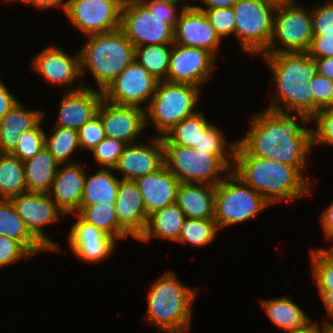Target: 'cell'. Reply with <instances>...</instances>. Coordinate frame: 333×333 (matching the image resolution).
I'll return each instance as SVG.
<instances>
[{"instance_id": "cell-1", "label": "cell", "mask_w": 333, "mask_h": 333, "mask_svg": "<svg viewBox=\"0 0 333 333\" xmlns=\"http://www.w3.org/2000/svg\"><path fill=\"white\" fill-rule=\"evenodd\" d=\"M266 109L251 118L250 129L236 140L234 155H253L293 166L302 176L313 146L310 119L301 112ZM298 116L301 124L296 121ZM294 117V118H293Z\"/></svg>"}, {"instance_id": "cell-2", "label": "cell", "mask_w": 333, "mask_h": 333, "mask_svg": "<svg viewBox=\"0 0 333 333\" xmlns=\"http://www.w3.org/2000/svg\"><path fill=\"white\" fill-rule=\"evenodd\" d=\"M261 56L273 73L276 85L273 93L275 98L267 109L301 112L311 120L314 117V96L310 82L318 73L315 59L307 52H280Z\"/></svg>"}, {"instance_id": "cell-3", "label": "cell", "mask_w": 333, "mask_h": 333, "mask_svg": "<svg viewBox=\"0 0 333 333\" xmlns=\"http://www.w3.org/2000/svg\"><path fill=\"white\" fill-rule=\"evenodd\" d=\"M232 170L270 204L311 195V183L293 166L253 155H234Z\"/></svg>"}, {"instance_id": "cell-4", "label": "cell", "mask_w": 333, "mask_h": 333, "mask_svg": "<svg viewBox=\"0 0 333 333\" xmlns=\"http://www.w3.org/2000/svg\"><path fill=\"white\" fill-rule=\"evenodd\" d=\"M197 290L187 287L172 272H165L150 287L146 321L167 333L188 331Z\"/></svg>"}, {"instance_id": "cell-5", "label": "cell", "mask_w": 333, "mask_h": 333, "mask_svg": "<svg viewBox=\"0 0 333 333\" xmlns=\"http://www.w3.org/2000/svg\"><path fill=\"white\" fill-rule=\"evenodd\" d=\"M87 37L79 50L80 74L90 71L99 90L104 91L134 61L135 47L120 28Z\"/></svg>"}, {"instance_id": "cell-6", "label": "cell", "mask_w": 333, "mask_h": 333, "mask_svg": "<svg viewBox=\"0 0 333 333\" xmlns=\"http://www.w3.org/2000/svg\"><path fill=\"white\" fill-rule=\"evenodd\" d=\"M201 89L186 83L158 81L155 94L145 109L146 129L154 124L159 137H163L194 111Z\"/></svg>"}, {"instance_id": "cell-7", "label": "cell", "mask_w": 333, "mask_h": 333, "mask_svg": "<svg viewBox=\"0 0 333 333\" xmlns=\"http://www.w3.org/2000/svg\"><path fill=\"white\" fill-rule=\"evenodd\" d=\"M215 186L214 221L219 229L246 222L271 206L233 171Z\"/></svg>"}, {"instance_id": "cell-8", "label": "cell", "mask_w": 333, "mask_h": 333, "mask_svg": "<svg viewBox=\"0 0 333 333\" xmlns=\"http://www.w3.org/2000/svg\"><path fill=\"white\" fill-rule=\"evenodd\" d=\"M277 5L276 0H237L233 5L235 37L245 52L256 56L267 50Z\"/></svg>"}, {"instance_id": "cell-9", "label": "cell", "mask_w": 333, "mask_h": 333, "mask_svg": "<svg viewBox=\"0 0 333 333\" xmlns=\"http://www.w3.org/2000/svg\"><path fill=\"white\" fill-rule=\"evenodd\" d=\"M294 1L278 2L271 41L263 54L307 52L309 49L313 38L312 13Z\"/></svg>"}, {"instance_id": "cell-10", "label": "cell", "mask_w": 333, "mask_h": 333, "mask_svg": "<svg viewBox=\"0 0 333 333\" xmlns=\"http://www.w3.org/2000/svg\"><path fill=\"white\" fill-rule=\"evenodd\" d=\"M164 166L181 183L211 184L216 186L223 179L218 176L230 169L217 155L178 144H163ZM227 171V173H226Z\"/></svg>"}, {"instance_id": "cell-11", "label": "cell", "mask_w": 333, "mask_h": 333, "mask_svg": "<svg viewBox=\"0 0 333 333\" xmlns=\"http://www.w3.org/2000/svg\"><path fill=\"white\" fill-rule=\"evenodd\" d=\"M120 30L135 48L174 43V29L169 25V19L152 16L140 0L121 9Z\"/></svg>"}, {"instance_id": "cell-12", "label": "cell", "mask_w": 333, "mask_h": 333, "mask_svg": "<svg viewBox=\"0 0 333 333\" xmlns=\"http://www.w3.org/2000/svg\"><path fill=\"white\" fill-rule=\"evenodd\" d=\"M10 201L30 233L49 252H62L58 244L42 231V227L56 223L64 216L48 193L26 191Z\"/></svg>"}, {"instance_id": "cell-13", "label": "cell", "mask_w": 333, "mask_h": 333, "mask_svg": "<svg viewBox=\"0 0 333 333\" xmlns=\"http://www.w3.org/2000/svg\"><path fill=\"white\" fill-rule=\"evenodd\" d=\"M158 80L134 60L103 91L104 99L119 105L147 108L156 91ZM148 103L143 106V104Z\"/></svg>"}, {"instance_id": "cell-14", "label": "cell", "mask_w": 333, "mask_h": 333, "mask_svg": "<svg viewBox=\"0 0 333 333\" xmlns=\"http://www.w3.org/2000/svg\"><path fill=\"white\" fill-rule=\"evenodd\" d=\"M122 7L113 0H68L65 15L85 35L120 28Z\"/></svg>"}, {"instance_id": "cell-15", "label": "cell", "mask_w": 333, "mask_h": 333, "mask_svg": "<svg viewBox=\"0 0 333 333\" xmlns=\"http://www.w3.org/2000/svg\"><path fill=\"white\" fill-rule=\"evenodd\" d=\"M215 57L207 50L172 44L167 81L201 86L211 79Z\"/></svg>"}, {"instance_id": "cell-16", "label": "cell", "mask_w": 333, "mask_h": 333, "mask_svg": "<svg viewBox=\"0 0 333 333\" xmlns=\"http://www.w3.org/2000/svg\"><path fill=\"white\" fill-rule=\"evenodd\" d=\"M97 114L106 137L126 144L136 143V138L146 129L145 108L119 105L103 98Z\"/></svg>"}, {"instance_id": "cell-17", "label": "cell", "mask_w": 333, "mask_h": 333, "mask_svg": "<svg viewBox=\"0 0 333 333\" xmlns=\"http://www.w3.org/2000/svg\"><path fill=\"white\" fill-rule=\"evenodd\" d=\"M221 38L208 21L204 11L184 7L174 28V43L209 51L216 57Z\"/></svg>"}, {"instance_id": "cell-18", "label": "cell", "mask_w": 333, "mask_h": 333, "mask_svg": "<svg viewBox=\"0 0 333 333\" xmlns=\"http://www.w3.org/2000/svg\"><path fill=\"white\" fill-rule=\"evenodd\" d=\"M75 215L78 220L72 225L67 239L72 253L85 263H98L112 255L117 240L85 222L77 213Z\"/></svg>"}, {"instance_id": "cell-19", "label": "cell", "mask_w": 333, "mask_h": 333, "mask_svg": "<svg viewBox=\"0 0 333 333\" xmlns=\"http://www.w3.org/2000/svg\"><path fill=\"white\" fill-rule=\"evenodd\" d=\"M32 64L35 72L51 84L70 85V89L65 91L78 90L84 86L79 84L78 87H72L74 81L81 77L79 51L72 57L58 46H48L36 54Z\"/></svg>"}, {"instance_id": "cell-20", "label": "cell", "mask_w": 333, "mask_h": 333, "mask_svg": "<svg viewBox=\"0 0 333 333\" xmlns=\"http://www.w3.org/2000/svg\"><path fill=\"white\" fill-rule=\"evenodd\" d=\"M152 144H127L120 155L114 171L123 173V180H136L139 177L158 171L164 165L162 137L152 138Z\"/></svg>"}, {"instance_id": "cell-21", "label": "cell", "mask_w": 333, "mask_h": 333, "mask_svg": "<svg viewBox=\"0 0 333 333\" xmlns=\"http://www.w3.org/2000/svg\"><path fill=\"white\" fill-rule=\"evenodd\" d=\"M103 98V91L86 85L78 90L65 91L54 126L79 130L84 123L97 115Z\"/></svg>"}, {"instance_id": "cell-22", "label": "cell", "mask_w": 333, "mask_h": 333, "mask_svg": "<svg viewBox=\"0 0 333 333\" xmlns=\"http://www.w3.org/2000/svg\"><path fill=\"white\" fill-rule=\"evenodd\" d=\"M115 212L119 225L138 240L146 229L148 214L142 194L134 180L120 179Z\"/></svg>"}, {"instance_id": "cell-23", "label": "cell", "mask_w": 333, "mask_h": 333, "mask_svg": "<svg viewBox=\"0 0 333 333\" xmlns=\"http://www.w3.org/2000/svg\"><path fill=\"white\" fill-rule=\"evenodd\" d=\"M61 169H60V168ZM49 195L64 215L77 213L84 192L86 173L81 163L59 165Z\"/></svg>"}, {"instance_id": "cell-24", "label": "cell", "mask_w": 333, "mask_h": 333, "mask_svg": "<svg viewBox=\"0 0 333 333\" xmlns=\"http://www.w3.org/2000/svg\"><path fill=\"white\" fill-rule=\"evenodd\" d=\"M143 197L149 216L168 205L176 203L180 181L164 165L156 172L135 180Z\"/></svg>"}, {"instance_id": "cell-25", "label": "cell", "mask_w": 333, "mask_h": 333, "mask_svg": "<svg viewBox=\"0 0 333 333\" xmlns=\"http://www.w3.org/2000/svg\"><path fill=\"white\" fill-rule=\"evenodd\" d=\"M45 114L41 109L28 110L18 101L0 121V152L11 153L20 135L32 129Z\"/></svg>"}, {"instance_id": "cell-26", "label": "cell", "mask_w": 333, "mask_h": 333, "mask_svg": "<svg viewBox=\"0 0 333 333\" xmlns=\"http://www.w3.org/2000/svg\"><path fill=\"white\" fill-rule=\"evenodd\" d=\"M176 203L183 211L185 218L214 219L215 186L180 183Z\"/></svg>"}, {"instance_id": "cell-27", "label": "cell", "mask_w": 333, "mask_h": 333, "mask_svg": "<svg viewBox=\"0 0 333 333\" xmlns=\"http://www.w3.org/2000/svg\"><path fill=\"white\" fill-rule=\"evenodd\" d=\"M184 220L185 215L177 203L161 208L149 216L146 229L138 240L147 243L154 237L176 242Z\"/></svg>"}, {"instance_id": "cell-28", "label": "cell", "mask_w": 333, "mask_h": 333, "mask_svg": "<svg viewBox=\"0 0 333 333\" xmlns=\"http://www.w3.org/2000/svg\"><path fill=\"white\" fill-rule=\"evenodd\" d=\"M59 165L46 147L24 161L27 191L49 193Z\"/></svg>"}, {"instance_id": "cell-29", "label": "cell", "mask_w": 333, "mask_h": 333, "mask_svg": "<svg viewBox=\"0 0 333 333\" xmlns=\"http://www.w3.org/2000/svg\"><path fill=\"white\" fill-rule=\"evenodd\" d=\"M0 235L21 242L33 255L48 251L27 229L10 200L0 199Z\"/></svg>"}, {"instance_id": "cell-30", "label": "cell", "mask_w": 333, "mask_h": 333, "mask_svg": "<svg viewBox=\"0 0 333 333\" xmlns=\"http://www.w3.org/2000/svg\"><path fill=\"white\" fill-rule=\"evenodd\" d=\"M114 169L100 168L93 175L85 177L84 192L80 206L98 203H115L120 179L112 174Z\"/></svg>"}, {"instance_id": "cell-31", "label": "cell", "mask_w": 333, "mask_h": 333, "mask_svg": "<svg viewBox=\"0 0 333 333\" xmlns=\"http://www.w3.org/2000/svg\"><path fill=\"white\" fill-rule=\"evenodd\" d=\"M262 306L274 325L285 333L301 328L310 321L304 311L289 297L264 299Z\"/></svg>"}, {"instance_id": "cell-32", "label": "cell", "mask_w": 333, "mask_h": 333, "mask_svg": "<svg viewBox=\"0 0 333 333\" xmlns=\"http://www.w3.org/2000/svg\"><path fill=\"white\" fill-rule=\"evenodd\" d=\"M26 191L24 162L12 153L0 152V199L10 200Z\"/></svg>"}, {"instance_id": "cell-33", "label": "cell", "mask_w": 333, "mask_h": 333, "mask_svg": "<svg viewBox=\"0 0 333 333\" xmlns=\"http://www.w3.org/2000/svg\"><path fill=\"white\" fill-rule=\"evenodd\" d=\"M77 214L87 223L116 239H125L130 235L119 225L115 212V203H98L93 206H80Z\"/></svg>"}, {"instance_id": "cell-34", "label": "cell", "mask_w": 333, "mask_h": 333, "mask_svg": "<svg viewBox=\"0 0 333 333\" xmlns=\"http://www.w3.org/2000/svg\"><path fill=\"white\" fill-rule=\"evenodd\" d=\"M204 113H196L184 118L162 137L163 144H178L185 147L198 145L201 134L210 126Z\"/></svg>"}, {"instance_id": "cell-35", "label": "cell", "mask_w": 333, "mask_h": 333, "mask_svg": "<svg viewBox=\"0 0 333 333\" xmlns=\"http://www.w3.org/2000/svg\"><path fill=\"white\" fill-rule=\"evenodd\" d=\"M172 44H151L135 48L134 60L158 81H167Z\"/></svg>"}, {"instance_id": "cell-36", "label": "cell", "mask_w": 333, "mask_h": 333, "mask_svg": "<svg viewBox=\"0 0 333 333\" xmlns=\"http://www.w3.org/2000/svg\"><path fill=\"white\" fill-rule=\"evenodd\" d=\"M52 129L50 137L45 133V147L49 153L60 165L75 163L72 162L71 156L80 149L78 130L60 126H54Z\"/></svg>"}, {"instance_id": "cell-37", "label": "cell", "mask_w": 333, "mask_h": 333, "mask_svg": "<svg viewBox=\"0 0 333 333\" xmlns=\"http://www.w3.org/2000/svg\"><path fill=\"white\" fill-rule=\"evenodd\" d=\"M219 228L214 219L185 218L176 242L202 247L216 238Z\"/></svg>"}, {"instance_id": "cell-38", "label": "cell", "mask_w": 333, "mask_h": 333, "mask_svg": "<svg viewBox=\"0 0 333 333\" xmlns=\"http://www.w3.org/2000/svg\"><path fill=\"white\" fill-rule=\"evenodd\" d=\"M221 128H217L216 125L211 124L202 134L198 145H195L193 148L199 151L207 152L209 154L217 155L230 169L234 168V151L237 144V141L229 143L228 146L225 142V136ZM227 147V148H225ZM228 150L225 152V150ZM226 153L229 155L227 156ZM229 157V158H227Z\"/></svg>"}, {"instance_id": "cell-39", "label": "cell", "mask_w": 333, "mask_h": 333, "mask_svg": "<svg viewBox=\"0 0 333 333\" xmlns=\"http://www.w3.org/2000/svg\"><path fill=\"white\" fill-rule=\"evenodd\" d=\"M311 273L318 290H333V258L323 248L311 250Z\"/></svg>"}, {"instance_id": "cell-40", "label": "cell", "mask_w": 333, "mask_h": 333, "mask_svg": "<svg viewBox=\"0 0 333 333\" xmlns=\"http://www.w3.org/2000/svg\"><path fill=\"white\" fill-rule=\"evenodd\" d=\"M42 120L43 118L32 129L20 135L17 146L11 152L23 162L34 157L45 147V132L41 128Z\"/></svg>"}, {"instance_id": "cell-41", "label": "cell", "mask_w": 333, "mask_h": 333, "mask_svg": "<svg viewBox=\"0 0 333 333\" xmlns=\"http://www.w3.org/2000/svg\"><path fill=\"white\" fill-rule=\"evenodd\" d=\"M126 145L121 140L105 137L91 152L101 168L114 169Z\"/></svg>"}, {"instance_id": "cell-42", "label": "cell", "mask_w": 333, "mask_h": 333, "mask_svg": "<svg viewBox=\"0 0 333 333\" xmlns=\"http://www.w3.org/2000/svg\"><path fill=\"white\" fill-rule=\"evenodd\" d=\"M200 10L204 11L208 21L221 39L232 34L235 36L236 18L233 7Z\"/></svg>"}, {"instance_id": "cell-43", "label": "cell", "mask_w": 333, "mask_h": 333, "mask_svg": "<svg viewBox=\"0 0 333 333\" xmlns=\"http://www.w3.org/2000/svg\"><path fill=\"white\" fill-rule=\"evenodd\" d=\"M314 96V116L322 109L333 107V81L317 73L310 82Z\"/></svg>"}, {"instance_id": "cell-44", "label": "cell", "mask_w": 333, "mask_h": 333, "mask_svg": "<svg viewBox=\"0 0 333 333\" xmlns=\"http://www.w3.org/2000/svg\"><path fill=\"white\" fill-rule=\"evenodd\" d=\"M314 119V120H313ZM310 121H315L312 128L313 145H333V107L320 110Z\"/></svg>"}, {"instance_id": "cell-45", "label": "cell", "mask_w": 333, "mask_h": 333, "mask_svg": "<svg viewBox=\"0 0 333 333\" xmlns=\"http://www.w3.org/2000/svg\"><path fill=\"white\" fill-rule=\"evenodd\" d=\"M150 11L152 16L159 19H169V25L174 29L178 21L181 10L184 7H194V5L187 3L182 4L180 11H177L176 6L179 4L177 0H140ZM189 3V4H188Z\"/></svg>"}, {"instance_id": "cell-46", "label": "cell", "mask_w": 333, "mask_h": 333, "mask_svg": "<svg viewBox=\"0 0 333 333\" xmlns=\"http://www.w3.org/2000/svg\"><path fill=\"white\" fill-rule=\"evenodd\" d=\"M33 256L21 242L0 235V267L14 264L21 258L29 259Z\"/></svg>"}, {"instance_id": "cell-47", "label": "cell", "mask_w": 333, "mask_h": 333, "mask_svg": "<svg viewBox=\"0 0 333 333\" xmlns=\"http://www.w3.org/2000/svg\"><path fill=\"white\" fill-rule=\"evenodd\" d=\"M106 137L99 115H95L78 130L80 149L91 151Z\"/></svg>"}, {"instance_id": "cell-48", "label": "cell", "mask_w": 333, "mask_h": 333, "mask_svg": "<svg viewBox=\"0 0 333 333\" xmlns=\"http://www.w3.org/2000/svg\"><path fill=\"white\" fill-rule=\"evenodd\" d=\"M311 13L313 33H333V0L313 5Z\"/></svg>"}, {"instance_id": "cell-49", "label": "cell", "mask_w": 333, "mask_h": 333, "mask_svg": "<svg viewBox=\"0 0 333 333\" xmlns=\"http://www.w3.org/2000/svg\"><path fill=\"white\" fill-rule=\"evenodd\" d=\"M307 53L312 58L333 56V33H313Z\"/></svg>"}, {"instance_id": "cell-50", "label": "cell", "mask_w": 333, "mask_h": 333, "mask_svg": "<svg viewBox=\"0 0 333 333\" xmlns=\"http://www.w3.org/2000/svg\"><path fill=\"white\" fill-rule=\"evenodd\" d=\"M18 102L0 79V121L3 116Z\"/></svg>"}, {"instance_id": "cell-51", "label": "cell", "mask_w": 333, "mask_h": 333, "mask_svg": "<svg viewBox=\"0 0 333 333\" xmlns=\"http://www.w3.org/2000/svg\"><path fill=\"white\" fill-rule=\"evenodd\" d=\"M321 227L325 234V239L333 238V201L326 209L323 210L320 216Z\"/></svg>"}, {"instance_id": "cell-52", "label": "cell", "mask_w": 333, "mask_h": 333, "mask_svg": "<svg viewBox=\"0 0 333 333\" xmlns=\"http://www.w3.org/2000/svg\"><path fill=\"white\" fill-rule=\"evenodd\" d=\"M10 2L18 1L20 3H25L37 7L39 10H46L49 8H54L61 5V8L65 11L68 0H9Z\"/></svg>"}, {"instance_id": "cell-53", "label": "cell", "mask_w": 333, "mask_h": 333, "mask_svg": "<svg viewBox=\"0 0 333 333\" xmlns=\"http://www.w3.org/2000/svg\"><path fill=\"white\" fill-rule=\"evenodd\" d=\"M322 325L323 326H321V329L319 323L310 320L305 326L293 330L289 333H330L331 329L333 328V323L329 321H325L322 323Z\"/></svg>"}, {"instance_id": "cell-54", "label": "cell", "mask_w": 333, "mask_h": 333, "mask_svg": "<svg viewBox=\"0 0 333 333\" xmlns=\"http://www.w3.org/2000/svg\"><path fill=\"white\" fill-rule=\"evenodd\" d=\"M314 59L317 64V72L333 81V56Z\"/></svg>"}, {"instance_id": "cell-55", "label": "cell", "mask_w": 333, "mask_h": 333, "mask_svg": "<svg viewBox=\"0 0 333 333\" xmlns=\"http://www.w3.org/2000/svg\"><path fill=\"white\" fill-rule=\"evenodd\" d=\"M200 2L203 3L206 7L203 8L198 4L197 5L194 4V7H197L199 9H220V8L233 7V5L237 2V0H201Z\"/></svg>"}, {"instance_id": "cell-56", "label": "cell", "mask_w": 333, "mask_h": 333, "mask_svg": "<svg viewBox=\"0 0 333 333\" xmlns=\"http://www.w3.org/2000/svg\"><path fill=\"white\" fill-rule=\"evenodd\" d=\"M328 316L333 319V290H318Z\"/></svg>"}, {"instance_id": "cell-57", "label": "cell", "mask_w": 333, "mask_h": 333, "mask_svg": "<svg viewBox=\"0 0 333 333\" xmlns=\"http://www.w3.org/2000/svg\"><path fill=\"white\" fill-rule=\"evenodd\" d=\"M113 1L118 3L123 8L125 6H128L131 2L138 1V0H113Z\"/></svg>"}, {"instance_id": "cell-58", "label": "cell", "mask_w": 333, "mask_h": 333, "mask_svg": "<svg viewBox=\"0 0 333 333\" xmlns=\"http://www.w3.org/2000/svg\"><path fill=\"white\" fill-rule=\"evenodd\" d=\"M331 241H333V238L331 239ZM329 256H331L333 258V244L331 245V247L329 249H323Z\"/></svg>"}, {"instance_id": "cell-59", "label": "cell", "mask_w": 333, "mask_h": 333, "mask_svg": "<svg viewBox=\"0 0 333 333\" xmlns=\"http://www.w3.org/2000/svg\"><path fill=\"white\" fill-rule=\"evenodd\" d=\"M177 1H179V2L182 1V2H183L184 0H177ZM186 1H187V0H186ZM188 1H189V0H188ZM190 1L192 2V1H198V0H190ZM199 1H201V0H199Z\"/></svg>"}]
</instances>
